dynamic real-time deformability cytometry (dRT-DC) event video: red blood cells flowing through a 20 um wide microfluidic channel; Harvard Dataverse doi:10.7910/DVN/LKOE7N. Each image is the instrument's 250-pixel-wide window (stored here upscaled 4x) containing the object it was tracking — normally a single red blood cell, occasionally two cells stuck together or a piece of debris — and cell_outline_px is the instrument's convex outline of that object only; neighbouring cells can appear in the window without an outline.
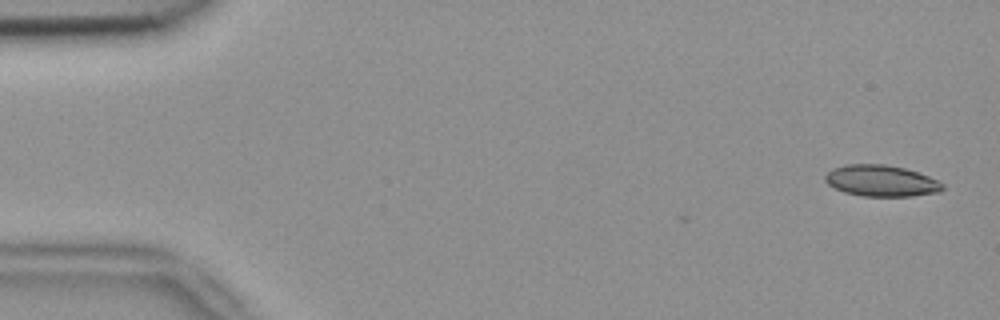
{"species": "common noctule bat (a hibernating species)", "species_latin": "Nyctalus noctula", "temperature_condition": "room temperature", "stored_images_in_passage": 3, "camera_frame_rate_fps": 3000, "um_per_image_px": 0.085, "animal": {"sex": "female", "body_mass_g": 18.4}, "frame": {"image": 1, "passage_image": 1, "time_ms": 0.0, "image_size_px": [1000, 320], "cell_outline_px": [[944, 188], [940, 192], [912, 196], [864, 196], [844, 192], [828, 184], [824, 180], [824, 176], [832, 168], [844, 164], [884, 164], [904, 168], [928, 176], [944, 184]], "centroid_in_image_um": [74.89, 15.36], "position_along_channel_um": 10.1, "area_um2": 21.39}}